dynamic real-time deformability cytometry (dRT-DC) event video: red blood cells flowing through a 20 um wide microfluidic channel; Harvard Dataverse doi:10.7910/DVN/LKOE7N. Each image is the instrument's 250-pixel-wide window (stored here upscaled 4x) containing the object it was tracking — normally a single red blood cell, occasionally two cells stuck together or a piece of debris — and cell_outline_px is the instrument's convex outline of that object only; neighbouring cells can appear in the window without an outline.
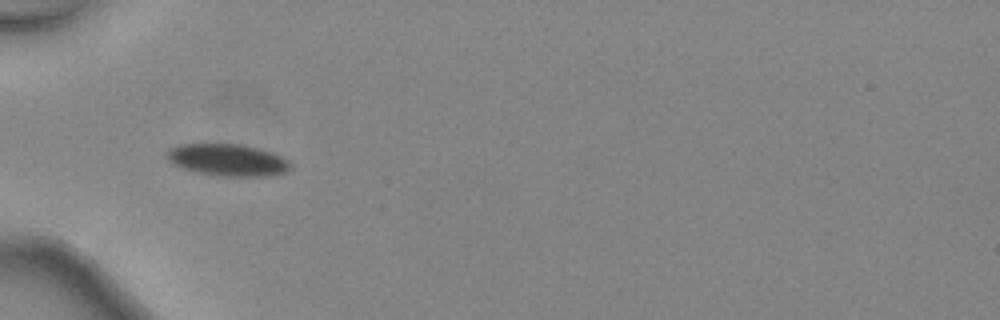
{"species": "common noctule bat (a hibernating species)", "species_latin": "Nyctalus noctula", "temperature_condition": "warm", "stored_images_in_passage": 31, "camera_frame_rate_fps": 3000, "um_per_image_px": 0.085, "animal": {"sex": "female", "body_mass_g": 24.6, "forearm_length_mm": 56.2}, "frame": {"image": 1, "passage_image": 1, "time_ms": 0.0, "image_size_px": [1000, 320], "cell_outline_px": [[292, 164], [284, 172], [268, 176], [216, 176], [196, 172], [172, 164], [168, 160], [164, 152], [168, 148], [180, 144], [240, 144], [272, 152], [288, 160]], "centroid_in_image_um": [19.29, 13.59], "position_along_channel_um": 65.7, "area_um2": 23.06}}
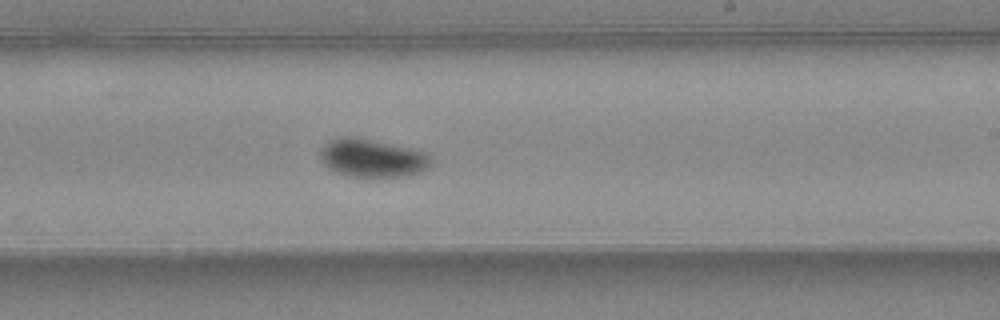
{"frame": {"image": 2, "passage_image": 14, "time_ms": 4.333, "image_size_px": [1000, 320], "cell_outline_px": [[436, 160], [428, 168], [420, 172], [408, 176], [368, 180], [344, 176], [328, 168], [320, 160], [320, 148], [324, 144], [340, 136], [352, 136], [412, 148], [424, 152], [432, 156]], "centroid_in_image_um": [31.67, 13.49], "position_along_channel_um": 257.3, "area_um2": 25.84}}
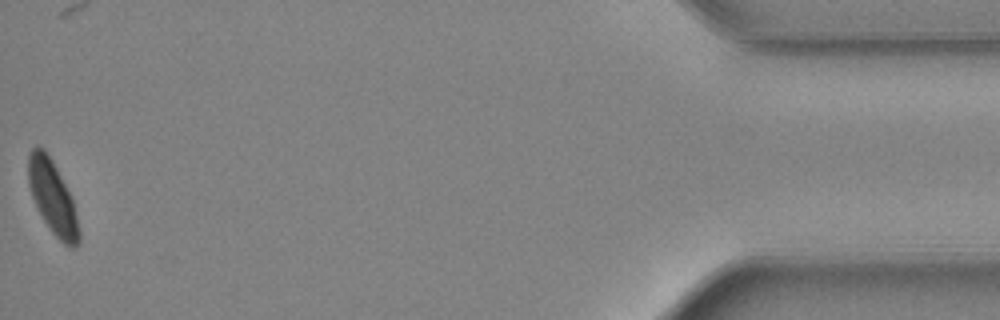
{"frame": {"image": 3, "passage_image": 31, "time_ms": 10.0, "image_size_px": [1000, 320], "cell_outline_px": [[80, 240], [76, 248], [68, 248], [52, 232], [44, 220], [32, 196], [28, 184], [28, 156], [32, 148], [36, 144], [44, 148], [52, 160], [72, 196], [80, 232]], "centroid_in_image_um": [4.48, 16.77], "position_along_channel_um": 430.7, "area_um2": 21.68}, "authors_computed_cell_mechanics": {"area_um2": 23.409, "velocity_mm_per_s": 4.5452, "shape_relaxation_time_tau1_ms": 2.2765, "shape_relaxation_time_tau2_ms": null, "deformation_change_tau1": 0.0926, "deformation_change_tau2": null}}